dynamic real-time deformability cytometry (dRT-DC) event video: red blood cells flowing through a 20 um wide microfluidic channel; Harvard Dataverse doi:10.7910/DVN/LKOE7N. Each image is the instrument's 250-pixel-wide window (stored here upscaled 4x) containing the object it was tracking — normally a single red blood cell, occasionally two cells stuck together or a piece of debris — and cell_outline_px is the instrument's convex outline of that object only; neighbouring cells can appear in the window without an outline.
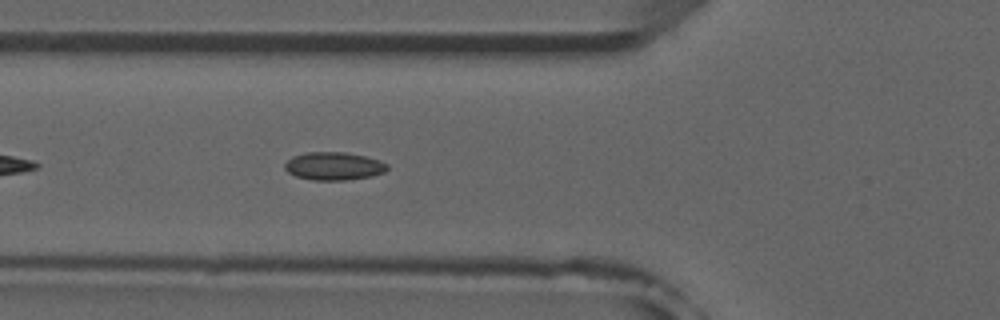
{"species": "common noctule bat (a hibernating species)", "species_latin": "Nyctalus noctula", "temperature_condition": "room temperature", "stored_images_in_passage": 38, "camera_frame_rate_fps": 3000, "um_per_image_px": 0.085, "animal": {"sex": "male", "forearm_length_mm": 52.5}, "frame": {"image": 1, "passage_image": 6, "time_ms": 1.667, "image_size_px": [1000, 320], "cell_outline_px": [[388, 168], [384, 172], [372, 176], [348, 180], [312, 180], [296, 176], [288, 172], [284, 168], [284, 164], [292, 156], [308, 152], [344, 152], [364, 156], [380, 160], [388, 164]], "centroid_in_image_um": [28.37, 14.12], "position_along_channel_um": 97.4, "area_um2": 16.76}, "authors_computed_cell_mechanics": {"area_um2": 15.8372, "velocity_mm_per_s": 3.9287, "shape_relaxation_time_tau1_ms": null, "shape_relaxation_time_tau2_ms": 2.7662, "deformation_change_tau1": null, "deformation_change_tau2": 0.066}}